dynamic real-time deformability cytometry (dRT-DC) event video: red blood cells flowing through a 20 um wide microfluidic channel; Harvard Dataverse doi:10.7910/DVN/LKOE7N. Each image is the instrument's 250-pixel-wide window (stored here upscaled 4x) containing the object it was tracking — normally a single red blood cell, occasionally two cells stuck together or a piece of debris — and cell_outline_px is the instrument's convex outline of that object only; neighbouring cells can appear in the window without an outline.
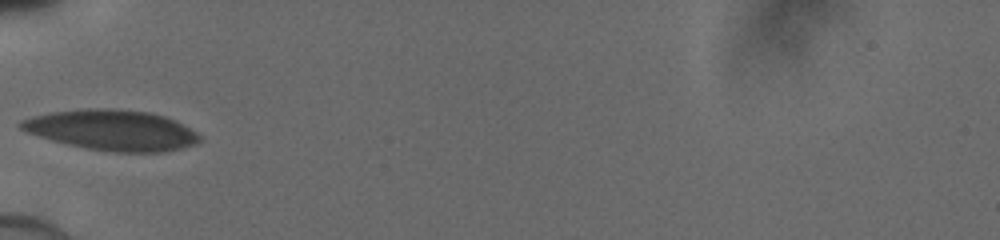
{"species": "human", "species_latin": "Homo sapiens", "temperature_condition": "cold", "stored_images_in_passage": 32, "camera_frame_rate_fps": 3000, "um_per_image_px": 0.085, "donor": {"sex": "male"}, "frame": {"image": 1, "passage_image": 1, "time_ms": 0.0, "image_size_px": [1000, 240], "cell_outline_px": [[200, 140], [196, 144], [164, 152], [112, 152], [88, 148], [68, 144], [52, 140], [28, 132], [20, 128], [16, 124], [20, 120], [52, 112], [88, 108], [112, 108], [148, 112], [164, 116], [176, 120], [196, 132], [200, 136]], "centroid_in_image_um": [9.54, 11.06], "position_along_channel_um": 75.5, "area_um2": 41.91}}
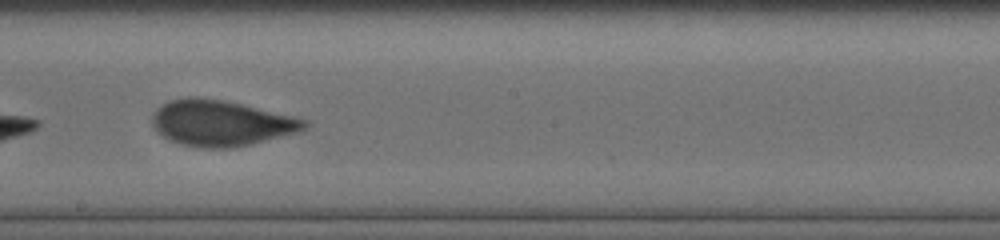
{"frame": {"image": 2, "passage_image": 12, "time_ms": 3.667, "image_size_px": [1000, 240], "cell_outline_px": [[308, 128], [296, 132], [252, 144], [232, 148], [200, 148], [180, 144], [168, 140], [152, 124], [152, 116], [156, 108], [172, 100], [188, 96], [196, 96], [220, 100], [240, 104], [308, 120]], "centroid_in_image_um": [18.76, 10.47], "position_along_channel_um": 229.4, "area_um2": 40.23}}
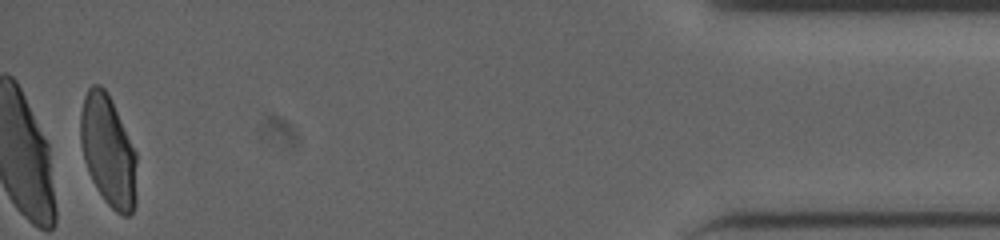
{"frame": {"image": 3, "passage_image": 31, "time_ms": 10.0, "image_size_px": [1000, 240], "cell_outline_px": [[136, 204], [132, 212], [128, 216], [124, 216], [116, 212], [104, 200], [96, 188], [88, 172], [84, 160], [80, 140], [80, 112], [84, 96], [88, 88], [92, 84], [100, 84], [104, 88], [136, 152]], "centroid_in_image_um": [9.18, 12.86], "position_along_channel_um": 426.0, "area_um2": 36.18}}